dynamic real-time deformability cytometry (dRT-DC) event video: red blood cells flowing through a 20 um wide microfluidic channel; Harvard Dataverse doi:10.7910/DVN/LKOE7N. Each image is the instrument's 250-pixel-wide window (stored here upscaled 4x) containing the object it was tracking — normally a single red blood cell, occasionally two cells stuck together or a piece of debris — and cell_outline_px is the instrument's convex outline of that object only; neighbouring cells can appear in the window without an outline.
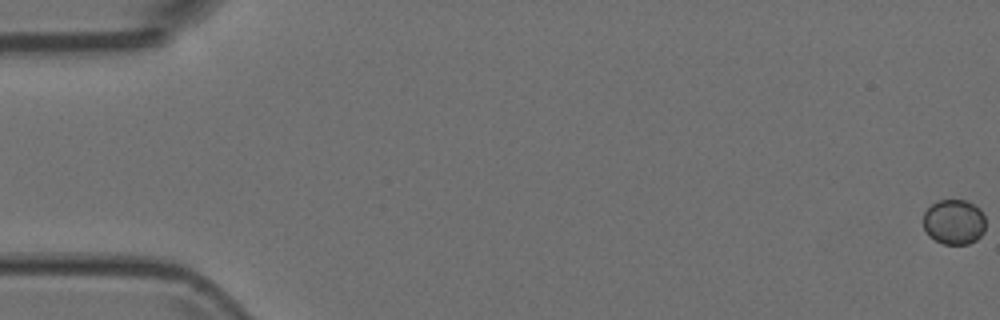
{"species": "Egyptian fruit bat (a non-hibernating species)", "species_latin": "Rousettus aegyptiacus", "temperature_condition": "room temperature", "stored_images_in_passage": 5, "camera_frame_rate_fps": 3000, "um_per_image_px": 0.085, "animal": {"sex": "female"}, "frame": {"image": 1, "passage_image": 1, "time_ms": 0.0, "image_size_px": [1000, 320], "cell_outline_px": [[984, 232], [976, 240], [968, 244], [944, 244], [928, 236], [924, 228], [924, 212], [932, 204], [940, 200], [964, 200], [980, 208], [984, 216]], "centroid_in_image_um": [81.09, 18.87], "position_along_channel_um": 3.9, "area_um2": 16.3}}
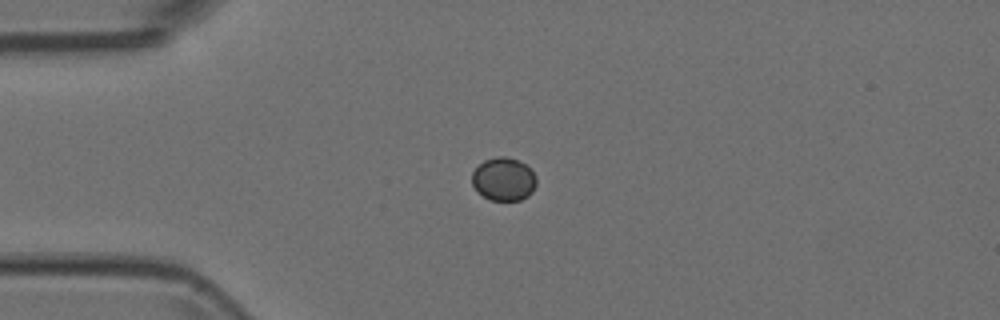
{"frame": {"image": 2, "passage_image": 5, "time_ms": 1.333, "image_size_px": [1000, 320], "cell_outline_px": [[536, 184], [532, 192], [528, 196], [520, 200], [488, 200], [472, 184], [472, 172], [484, 160], [496, 156], [508, 156], [524, 164], [536, 176]], "centroid_in_image_um": [42.81, 15.22], "position_along_channel_um": 42.2, "area_um2": 16.07}}